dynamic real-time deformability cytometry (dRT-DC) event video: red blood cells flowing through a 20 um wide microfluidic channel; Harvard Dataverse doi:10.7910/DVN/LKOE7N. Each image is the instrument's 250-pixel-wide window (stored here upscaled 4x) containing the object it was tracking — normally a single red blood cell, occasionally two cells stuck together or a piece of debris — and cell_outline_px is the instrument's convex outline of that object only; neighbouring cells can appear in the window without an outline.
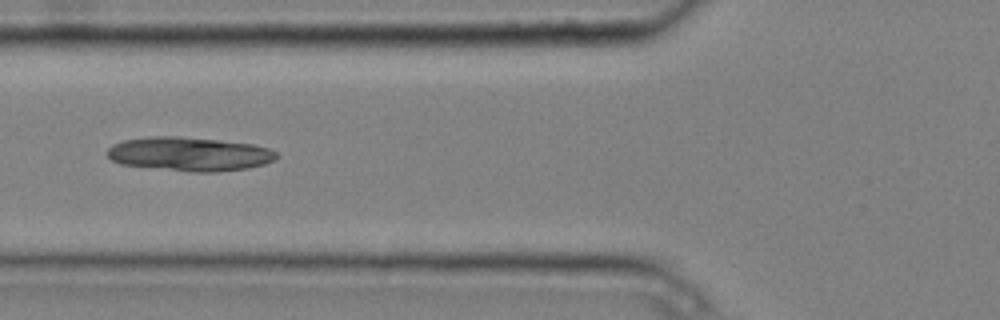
{"species": "common noctule bat (a hibernating species)", "species_latin": "Nyctalus noctula", "temperature_condition": "cold", "stored_images_in_passage": 6, "camera_frame_rate_fps": 3000, "um_per_image_px": 0.085, "animal": {"sex": "male", "body_mass_g": 20.4}, "frame": {"image": 1, "passage_image": 6, "time_ms": 1.667, "image_size_px": [1000, 320], "cell_outline_px": [[280, 156], [276, 160], [264, 164], [248, 168], [216, 172], [192, 172], [120, 164], [112, 160], [108, 156], [108, 148], [112, 144], [124, 140], [148, 136], [180, 136], [252, 144], [268, 148], [276, 152]], "centroid_in_image_um": [16.11, 13.09], "position_along_channel_um": 109.7, "area_um2": 33.52}}